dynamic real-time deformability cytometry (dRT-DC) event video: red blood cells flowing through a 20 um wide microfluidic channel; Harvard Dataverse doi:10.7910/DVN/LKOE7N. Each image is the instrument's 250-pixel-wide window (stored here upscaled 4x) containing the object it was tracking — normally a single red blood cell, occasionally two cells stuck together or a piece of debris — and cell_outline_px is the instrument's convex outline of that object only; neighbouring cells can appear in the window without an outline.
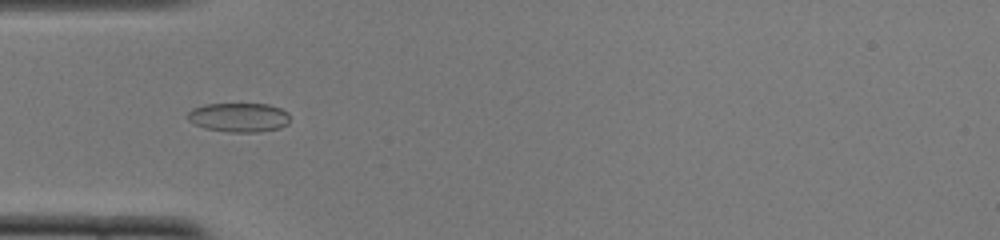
{"species": "common noctule bat (a hibernating species)", "species_latin": "Nyctalus noctula", "temperature_condition": "cold", "stored_images_in_passage": 44, "camera_frame_rate_fps": 3000, "um_per_image_px": 0.085, "animal": {"sex": "female", "body_mass_g": 22.0, "forearm_length_mm": 56.7}, "frame": {"image": 1, "passage_image": 8, "time_ms": 2.333, "image_size_px": [1000, 240], "cell_outline_px": [[288, 124], [280, 128], [256, 132], [228, 132], [204, 128], [188, 120], [184, 116], [192, 108], [204, 104], [268, 104], [280, 108], [288, 112]], "centroid_in_image_um": [20.27, 9.97], "position_along_channel_um": 64.7, "area_um2": 17.51}}
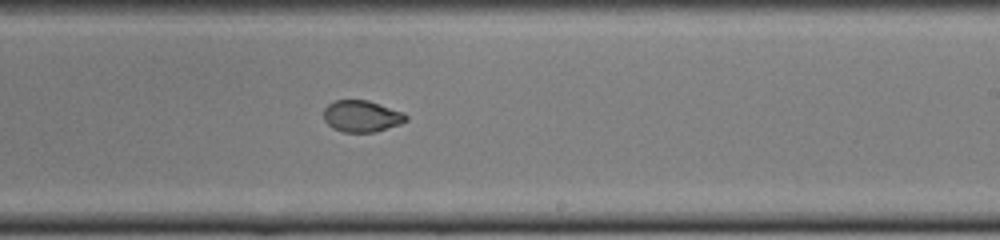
{"frame": {"image": 2, "passage_image": 23, "time_ms": 7.333, "image_size_px": [1000, 240], "cell_outline_px": [[408, 120], [400, 124], [376, 132], [344, 132], [332, 128], [324, 120], [324, 108], [328, 104], [336, 100], [368, 100], [404, 112], [408, 116]], "centroid_in_image_um": [30.76, 9.88], "position_along_channel_um": 258.2, "area_um2": 15.26}}
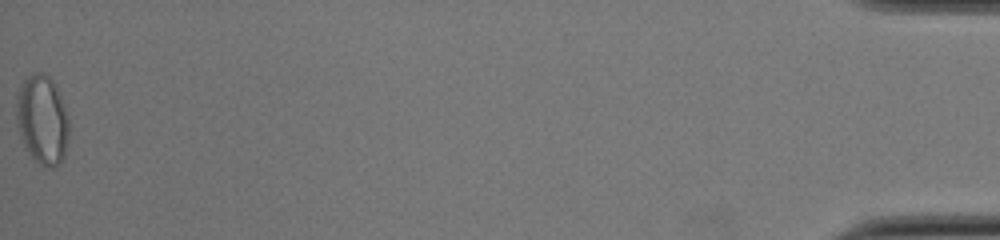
{"frame": {"image": 3, "passage_image": 44, "time_ms": 14.333, "image_size_px": [1000, 240], "cell_outline_px": [[68, 140], [64, 156], [60, 164], [52, 168], [44, 168], [24, 148], [20, 136], [16, 120], [16, 96], [20, 84], [32, 72], [44, 72], [48, 76], [56, 88], [60, 96], [68, 116]], "centroid_in_image_um": [3.57, 10.19], "position_along_channel_um": 431.6, "area_um2": 27.57}, "authors_computed_cell_mechanics": {"area_um2": 16.4441, "velocity_mm_per_s": 3.8814, "shape_relaxation_time_tau1_ms": 5.0092, "shape_relaxation_time_tau2_ms": 0.88, "deformation_change_tau1": 0.1505, "deformation_change_tau2": 0.0352}}